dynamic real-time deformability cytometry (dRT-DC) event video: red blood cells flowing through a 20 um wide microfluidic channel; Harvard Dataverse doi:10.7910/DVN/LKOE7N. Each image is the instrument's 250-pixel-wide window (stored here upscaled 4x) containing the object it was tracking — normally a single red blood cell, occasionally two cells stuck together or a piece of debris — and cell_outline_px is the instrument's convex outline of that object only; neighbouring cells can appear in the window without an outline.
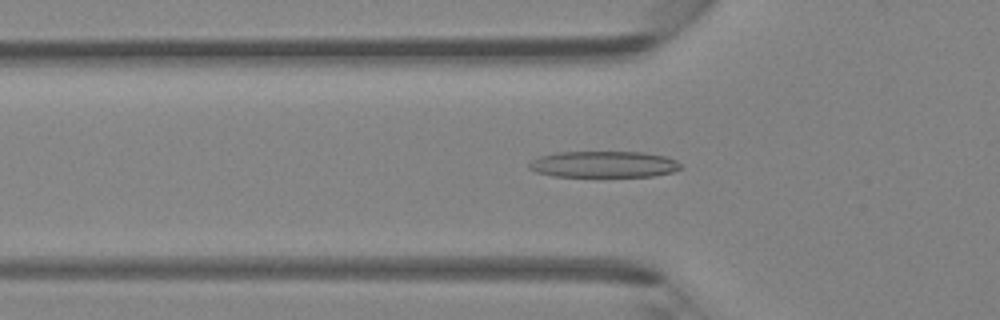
{"species": "Egyptian fruit bat (a non-hibernating species)", "species_latin": "Rousettus aegyptiacus", "temperature_condition": "room temperature", "stored_images_in_passage": 45, "camera_frame_rate_fps": 3000, "um_per_image_px": 0.085, "animal": {"sex": "female"}, "frame": {"image": 1, "passage_image": 15, "time_ms": 4.667, "image_size_px": [1000, 320], "cell_outline_px": [[680, 168], [672, 172], [652, 176], [552, 176], [536, 172], [528, 168], [528, 164], [532, 160], [540, 156], [556, 152], [644, 152], [664, 156], [676, 160], [680, 164]], "centroid_in_image_um": [51.28, 13.96], "position_along_channel_um": 74.5, "area_um2": 23.18}}
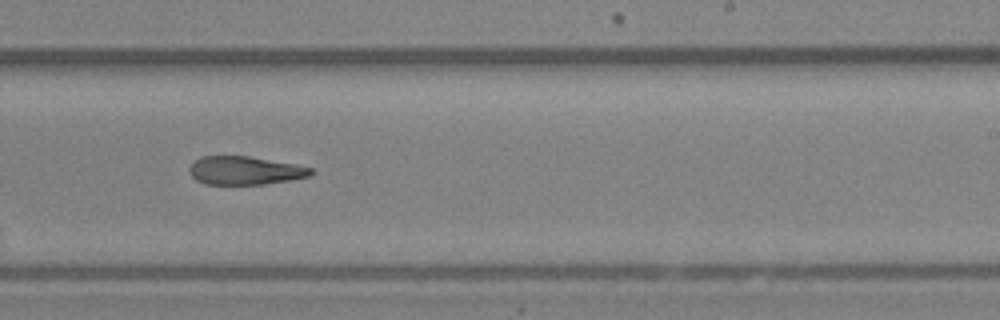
{"frame": {"image": 2, "passage_image": 28, "time_ms": 9.0, "image_size_px": [1000, 320], "cell_outline_px": [[316, 172], [308, 176], [292, 180], [264, 184], [204, 184], [196, 180], [192, 176], [188, 168], [200, 156], [248, 156], [296, 164], [312, 168]], "centroid_in_image_um": [20.84, 14.49], "position_along_channel_um": 268.2, "area_um2": 20.11}}
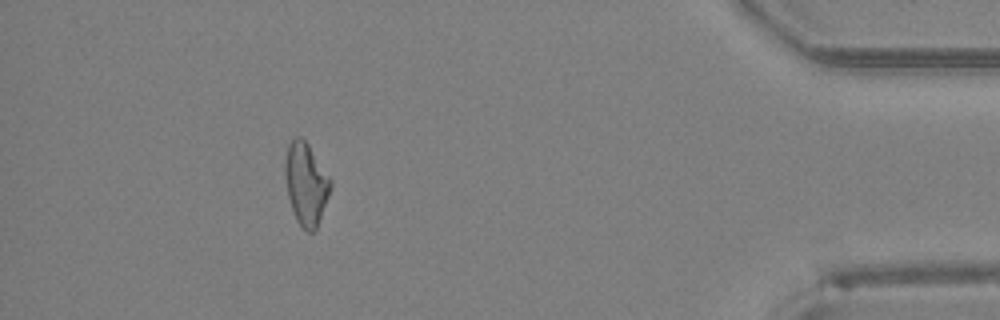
{"frame": {"image": 3, "passage_image": 41, "time_ms": 13.333, "image_size_px": [1000, 320], "cell_outline_px": [[332, 184], [316, 232], [308, 232], [296, 220], [288, 196], [284, 176], [284, 164], [288, 144], [296, 136], [300, 136], [308, 144], [332, 180]], "centroid_in_image_um": [26.0, 15.63], "position_along_channel_um": 409.2, "area_um2": 21.79}}